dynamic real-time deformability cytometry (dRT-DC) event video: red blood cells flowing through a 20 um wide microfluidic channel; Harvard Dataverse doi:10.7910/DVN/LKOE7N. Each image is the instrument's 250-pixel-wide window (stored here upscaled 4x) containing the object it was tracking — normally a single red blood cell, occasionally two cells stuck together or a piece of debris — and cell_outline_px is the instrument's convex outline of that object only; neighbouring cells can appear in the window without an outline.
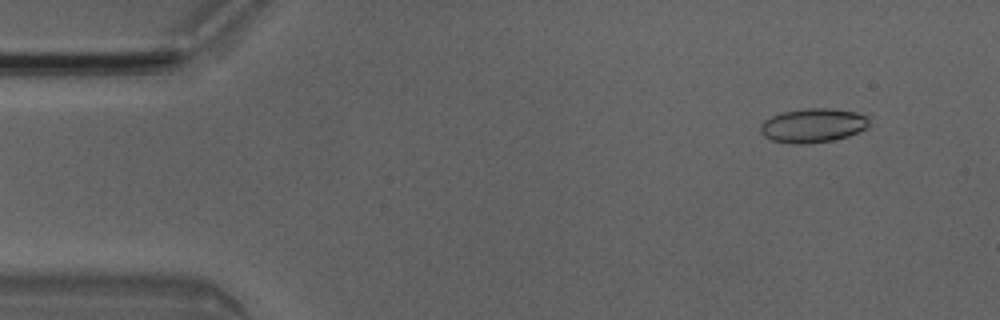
{"species": "Egyptian fruit bat (a non-hibernating species)", "species_latin": "Rousettus aegyptiacus", "temperature_condition": "room temperature", "stored_images_in_passage": 3, "camera_frame_rate_fps": 3000, "um_per_image_px": 0.085, "animal": {"sex": "male"}, "frame": {"image": 1, "passage_image": 1, "time_ms": 0.0, "image_size_px": [1000, 320], "cell_outline_px": [[868, 128], [848, 136], [832, 140], [804, 144], [792, 144], [768, 140], [760, 132], [760, 124], [764, 120], [772, 116], [784, 112], [804, 108], [832, 108], [856, 112], [864, 116], [868, 120]], "centroid_in_image_um": [69.06, 10.67], "position_along_channel_um": 15.9, "area_um2": 21.68}}